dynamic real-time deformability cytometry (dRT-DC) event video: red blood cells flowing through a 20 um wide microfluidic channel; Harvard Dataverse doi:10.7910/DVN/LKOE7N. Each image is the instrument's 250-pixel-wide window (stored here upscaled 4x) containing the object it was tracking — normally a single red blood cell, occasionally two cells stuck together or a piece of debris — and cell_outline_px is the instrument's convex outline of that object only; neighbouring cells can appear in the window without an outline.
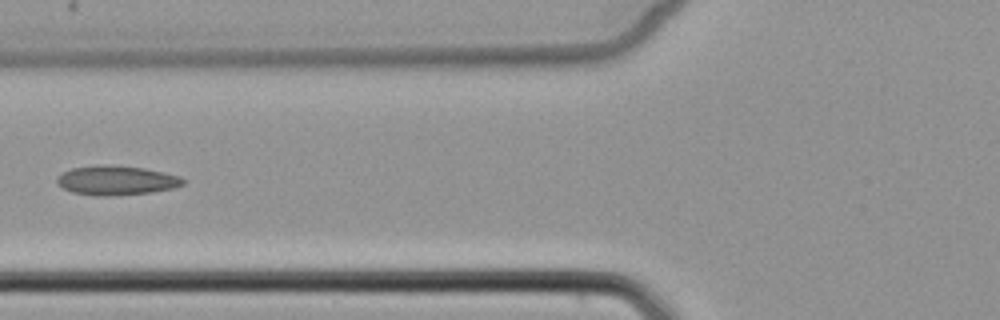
{"species": "common noctule bat (a hibernating species)", "species_latin": "Nyctalus noctula", "temperature_condition": "cold", "stored_images_in_passage": 6, "camera_frame_rate_fps": 3000, "um_per_image_px": 0.085, "animal": {"sex": "female", "body_mass_g": 22.7, "forearm_length_mm": 54.2}, "frame": {"image": 1, "passage_image": 5, "time_ms": 5.333, "image_size_px": [1000, 320], "cell_outline_px": [[184, 184], [172, 188], [152, 192], [108, 196], [96, 196], [72, 192], [56, 184], [56, 180], [64, 172], [72, 168], [144, 168], [164, 172], [180, 176], [184, 180]], "centroid_in_image_um": [9.94, 15.39], "position_along_channel_um": 115.9, "area_um2": 20.4}}
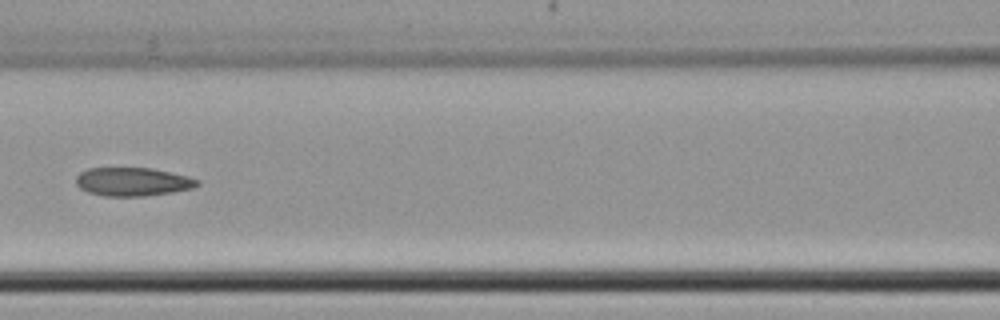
{"frame": {"image": 2, "passage_image": 6, "time_ms": 6.333, "image_size_px": [1000, 320], "cell_outline_px": [[200, 184], [192, 188], [172, 192], [144, 196], [104, 196], [88, 192], [80, 188], [76, 184], [76, 176], [80, 172], [88, 168], [152, 168], [188, 176], [200, 180]], "centroid_in_image_um": [11.28, 15.44], "position_along_channel_um": 155.3, "area_um2": 20.17}}